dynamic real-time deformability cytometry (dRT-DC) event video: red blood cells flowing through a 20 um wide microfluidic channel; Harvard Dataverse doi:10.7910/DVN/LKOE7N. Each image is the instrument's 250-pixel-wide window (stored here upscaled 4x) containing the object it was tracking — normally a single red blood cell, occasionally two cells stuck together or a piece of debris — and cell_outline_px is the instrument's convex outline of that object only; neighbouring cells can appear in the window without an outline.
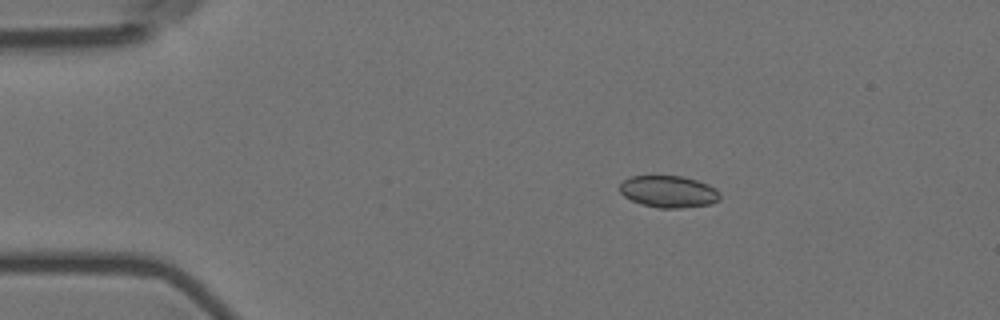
{"species": "Egyptian fruit bat (a non-hibernating species)", "species_latin": "Rousettus aegyptiacus", "temperature_condition": "room temperature", "stored_images_in_passage": 5, "camera_frame_rate_fps": 3000, "um_per_image_px": 0.085, "animal": {"sex": "female"}, "frame": {"image": 1, "passage_image": 3, "time_ms": 0.667, "image_size_px": [1000, 320], "cell_outline_px": [[720, 200], [712, 204], [680, 208], [660, 208], [640, 204], [624, 196], [620, 192], [620, 184], [624, 180], [632, 176], [684, 176], [708, 184], [716, 188], [720, 192]], "centroid_in_image_um": [56.86, 16.29], "position_along_channel_um": 28.1, "area_um2": 18.73}}